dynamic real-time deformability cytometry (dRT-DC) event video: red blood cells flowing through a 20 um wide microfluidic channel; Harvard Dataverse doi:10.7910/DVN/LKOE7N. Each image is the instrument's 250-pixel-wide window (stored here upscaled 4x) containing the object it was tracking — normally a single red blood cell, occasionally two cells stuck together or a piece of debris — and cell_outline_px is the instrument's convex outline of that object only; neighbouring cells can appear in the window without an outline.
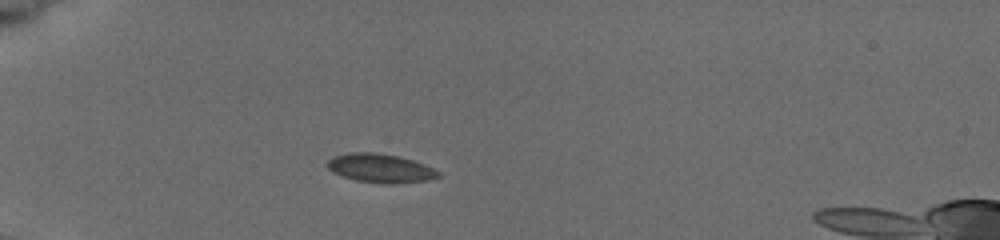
{"species": "common noctule bat (a hibernating species)", "species_latin": "Nyctalus noctula", "temperature_condition": "cold", "stored_images_in_passage": 6, "camera_frame_rate_fps": 3000, "um_per_image_px": 0.085, "animal": {"sex": "female", "body_mass_g": 19.5, "forearm_length_mm": 54.1}, "frame": {"image": 1, "passage_image": 4, "time_ms": 2.667, "image_size_px": [1000, 240], "cell_outline_px": [[440, 176], [428, 180], [392, 184], [380, 184], [356, 180], [332, 172], [324, 164], [332, 156], [352, 152], [372, 152], [400, 156], [424, 164], [440, 172]], "centroid_in_image_um": [32.3, 14.3], "position_along_channel_um": 52.7, "area_um2": 18.73}}
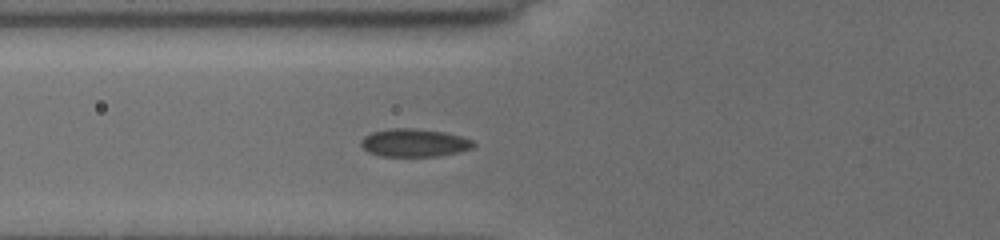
{"frame": {"image": 2, "passage_image": 6, "time_ms": 4.333, "image_size_px": [1000, 240], "cell_outline_px": [[476, 144], [472, 148], [456, 152], [436, 156], [380, 156], [368, 152], [360, 144], [360, 140], [364, 136], [372, 132], [392, 128], [412, 128], [444, 132], [460, 136], [472, 140]], "centroid_in_image_um": [35.18, 12.13], "position_along_channel_um": 90.6, "area_um2": 18.21}}